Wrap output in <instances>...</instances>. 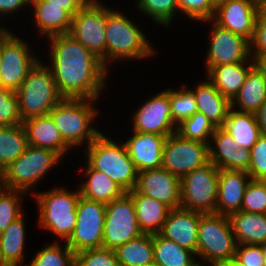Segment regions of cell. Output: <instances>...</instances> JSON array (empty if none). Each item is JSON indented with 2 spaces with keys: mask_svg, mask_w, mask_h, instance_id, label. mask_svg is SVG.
I'll list each match as a JSON object with an SVG mask.
<instances>
[{
  "mask_svg": "<svg viewBox=\"0 0 266 266\" xmlns=\"http://www.w3.org/2000/svg\"><path fill=\"white\" fill-rule=\"evenodd\" d=\"M261 246V250H262V253H263V257H264V260H265V266H266V242L263 243V244H260Z\"/></svg>",
  "mask_w": 266,
  "mask_h": 266,
  "instance_id": "680465c9",
  "label": "cell"
},
{
  "mask_svg": "<svg viewBox=\"0 0 266 266\" xmlns=\"http://www.w3.org/2000/svg\"><path fill=\"white\" fill-rule=\"evenodd\" d=\"M16 94L22 121L48 115L64 98L58 91L52 71L40 59L29 71Z\"/></svg>",
  "mask_w": 266,
  "mask_h": 266,
  "instance_id": "8992f818",
  "label": "cell"
},
{
  "mask_svg": "<svg viewBox=\"0 0 266 266\" xmlns=\"http://www.w3.org/2000/svg\"><path fill=\"white\" fill-rule=\"evenodd\" d=\"M0 266H8L3 258L2 250L0 248Z\"/></svg>",
  "mask_w": 266,
  "mask_h": 266,
  "instance_id": "91938a15",
  "label": "cell"
},
{
  "mask_svg": "<svg viewBox=\"0 0 266 266\" xmlns=\"http://www.w3.org/2000/svg\"><path fill=\"white\" fill-rule=\"evenodd\" d=\"M136 24L132 18L129 19L119 10L106 7V68L108 70L114 61L143 60L154 56L155 47Z\"/></svg>",
  "mask_w": 266,
  "mask_h": 266,
  "instance_id": "7a4b0ae2",
  "label": "cell"
},
{
  "mask_svg": "<svg viewBox=\"0 0 266 266\" xmlns=\"http://www.w3.org/2000/svg\"><path fill=\"white\" fill-rule=\"evenodd\" d=\"M257 15L258 0H228L216 8L213 21L250 41Z\"/></svg>",
  "mask_w": 266,
  "mask_h": 266,
  "instance_id": "ac0fdd59",
  "label": "cell"
},
{
  "mask_svg": "<svg viewBox=\"0 0 266 266\" xmlns=\"http://www.w3.org/2000/svg\"><path fill=\"white\" fill-rule=\"evenodd\" d=\"M136 9L143 12L146 16L158 25L168 27L178 13V0H136Z\"/></svg>",
  "mask_w": 266,
  "mask_h": 266,
  "instance_id": "74e56055",
  "label": "cell"
},
{
  "mask_svg": "<svg viewBox=\"0 0 266 266\" xmlns=\"http://www.w3.org/2000/svg\"><path fill=\"white\" fill-rule=\"evenodd\" d=\"M25 195L24 191L7 188L0 193V234L23 214L21 203Z\"/></svg>",
  "mask_w": 266,
  "mask_h": 266,
  "instance_id": "ab89813d",
  "label": "cell"
},
{
  "mask_svg": "<svg viewBox=\"0 0 266 266\" xmlns=\"http://www.w3.org/2000/svg\"><path fill=\"white\" fill-rule=\"evenodd\" d=\"M28 145L54 150L63 159L71 148L63 141L51 116H35L23 121Z\"/></svg>",
  "mask_w": 266,
  "mask_h": 266,
  "instance_id": "603a6c76",
  "label": "cell"
},
{
  "mask_svg": "<svg viewBox=\"0 0 266 266\" xmlns=\"http://www.w3.org/2000/svg\"><path fill=\"white\" fill-rule=\"evenodd\" d=\"M48 40V67L59 93L64 98L99 99L110 70L69 33L51 36Z\"/></svg>",
  "mask_w": 266,
  "mask_h": 266,
  "instance_id": "6da1fadb",
  "label": "cell"
},
{
  "mask_svg": "<svg viewBox=\"0 0 266 266\" xmlns=\"http://www.w3.org/2000/svg\"><path fill=\"white\" fill-rule=\"evenodd\" d=\"M209 162V144L183 138L177 132L167 137L163 148L162 168L178 178H183Z\"/></svg>",
  "mask_w": 266,
  "mask_h": 266,
  "instance_id": "7c38bea8",
  "label": "cell"
},
{
  "mask_svg": "<svg viewBox=\"0 0 266 266\" xmlns=\"http://www.w3.org/2000/svg\"><path fill=\"white\" fill-rule=\"evenodd\" d=\"M154 263L158 266H197L194 252L179 246L172 240L153 234Z\"/></svg>",
  "mask_w": 266,
  "mask_h": 266,
  "instance_id": "d6a6232c",
  "label": "cell"
},
{
  "mask_svg": "<svg viewBox=\"0 0 266 266\" xmlns=\"http://www.w3.org/2000/svg\"><path fill=\"white\" fill-rule=\"evenodd\" d=\"M203 213L182 207L170 210L159 234L197 256V239L200 216Z\"/></svg>",
  "mask_w": 266,
  "mask_h": 266,
  "instance_id": "ffe728a7",
  "label": "cell"
},
{
  "mask_svg": "<svg viewBox=\"0 0 266 266\" xmlns=\"http://www.w3.org/2000/svg\"><path fill=\"white\" fill-rule=\"evenodd\" d=\"M228 217L237 244L266 242V214L237 211Z\"/></svg>",
  "mask_w": 266,
  "mask_h": 266,
  "instance_id": "f1b7e54d",
  "label": "cell"
},
{
  "mask_svg": "<svg viewBox=\"0 0 266 266\" xmlns=\"http://www.w3.org/2000/svg\"><path fill=\"white\" fill-rule=\"evenodd\" d=\"M214 266H244L236 257L220 261Z\"/></svg>",
  "mask_w": 266,
  "mask_h": 266,
  "instance_id": "816d5d0a",
  "label": "cell"
},
{
  "mask_svg": "<svg viewBox=\"0 0 266 266\" xmlns=\"http://www.w3.org/2000/svg\"><path fill=\"white\" fill-rule=\"evenodd\" d=\"M235 257L244 266H265V260L260 245L237 244Z\"/></svg>",
  "mask_w": 266,
  "mask_h": 266,
  "instance_id": "7dc6e473",
  "label": "cell"
},
{
  "mask_svg": "<svg viewBox=\"0 0 266 266\" xmlns=\"http://www.w3.org/2000/svg\"><path fill=\"white\" fill-rule=\"evenodd\" d=\"M213 145V146H212ZM209 160L218 169L248 172L251 150L240 148L222 127L216 128L209 143Z\"/></svg>",
  "mask_w": 266,
  "mask_h": 266,
  "instance_id": "d6986e66",
  "label": "cell"
},
{
  "mask_svg": "<svg viewBox=\"0 0 266 266\" xmlns=\"http://www.w3.org/2000/svg\"><path fill=\"white\" fill-rule=\"evenodd\" d=\"M124 142L138 172L162 168L163 148L168 136L132 131Z\"/></svg>",
  "mask_w": 266,
  "mask_h": 266,
  "instance_id": "44dd1931",
  "label": "cell"
},
{
  "mask_svg": "<svg viewBox=\"0 0 266 266\" xmlns=\"http://www.w3.org/2000/svg\"><path fill=\"white\" fill-rule=\"evenodd\" d=\"M48 5L61 6L72 17L89 1V0H44Z\"/></svg>",
  "mask_w": 266,
  "mask_h": 266,
  "instance_id": "c3c4849f",
  "label": "cell"
},
{
  "mask_svg": "<svg viewBox=\"0 0 266 266\" xmlns=\"http://www.w3.org/2000/svg\"><path fill=\"white\" fill-rule=\"evenodd\" d=\"M85 150L86 164L92 169L105 173L125 192L135 188L138 171L124 143L117 144L101 132Z\"/></svg>",
  "mask_w": 266,
  "mask_h": 266,
  "instance_id": "277c9868",
  "label": "cell"
},
{
  "mask_svg": "<svg viewBox=\"0 0 266 266\" xmlns=\"http://www.w3.org/2000/svg\"><path fill=\"white\" fill-rule=\"evenodd\" d=\"M28 5H30V0H0V15L8 17L9 14L20 12V9L24 10L23 7L26 8Z\"/></svg>",
  "mask_w": 266,
  "mask_h": 266,
  "instance_id": "681fc988",
  "label": "cell"
},
{
  "mask_svg": "<svg viewBox=\"0 0 266 266\" xmlns=\"http://www.w3.org/2000/svg\"><path fill=\"white\" fill-rule=\"evenodd\" d=\"M265 99L266 74L258 64H256L249 71L245 83L231 101V108L238 112L255 114Z\"/></svg>",
  "mask_w": 266,
  "mask_h": 266,
  "instance_id": "4316f807",
  "label": "cell"
},
{
  "mask_svg": "<svg viewBox=\"0 0 266 266\" xmlns=\"http://www.w3.org/2000/svg\"><path fill=\"white\" fill-rule=\"evenodd\" d=\"M236 240L228 216L205 213L200 216L197 256L200 264L214 266L220 261L235 257Z\"/></svg>",
  "mask_w": 266,
  "mask_h": 266,
  "instance_id": "52a82bcc",
  "label": "cell"
},
{
  "mask_svg": "<svg viewBox=\"0 0 266 266\" xmlns=\"http://www.w3.org/2000/svg\"><path fill=\"white\" fill-rule=\"evenodd\" d=\"M257 64L266 74V54L257 62Z\"/></svg>",
  "mask_w": 266,
  "mask_h": 266,
  "instance_id": "9f6ffc18",
  "label": "cell"
},
{
  "mask_svg": "<svg viewBox=\"0 0 266 266\" xmlns=\"http://www.w3.org/2000/svg\"><path fill=\"white\" fill-rule=\"evenodd\" d=\"M27 41L10 32L0 45V86L16 91L24 82L29 71L39 61L31 53Z\"/></svg>",
  "mask_w": 266,
  "mask_h": 266,
  "instance_id": "5bb4252c",
  "label": "cell"
},
{
  "mask_svg": "<svg viewBox=\"0 0 266 266\" xmlns=\"http://www.w3.org/2000/svg\"><path fill=\"white\" fill-rule=\"evenodd\" d=\"M178 12L184 13L193 21L213 20L216 7L211 0H178Z\"/></svg>",
  "mask_w": 266,
  "mask_h": 266,
  "instance_id": "ee69618b",
  "label": "cell"
},
{
  "mask_svg": "<svg viewBox=\"0 0 266 266\" xmlns=\"http://www.w3.org/2000/svg\"><path fill=\"white\" fill-rule=\"evenodd\" d=\"M134 189L139 194L160 201L171 210L181 207L180 178L164 168L138 172Z\"/></svg>",
  "mask_w": 266,
  "mask_h": 266,
  "instance_id": "e0dca14e",
  "label": "cell"
},
{
  "mask_svg": "<svg viewBox=\"0 0 266 266\" xmlns=\"http://www.w3.org/2000/svg\"><path fill=\"white\" fill-rule=\"evenodd\" d=\"M128 193L134 201L137 222L142 233L158 234L171 209L156 199L139 194L135 189Z\"/></svg>",
  "mask_w": 266,
  "mask_h": 266,
  "instance_id": "83f0119b",
  "label": "cell"
},
{
  "mask_svg": "<svg viewBox=\"0 0 266 266\" xmlns=\"http://www.w3.org/2000/svg\"><path fill=\"white\" fill-rule=\"evenodd\" d=\"M61 158L54 150L28 145L24 153L4 170L6 188L26 193L32 191L33 186L61 162Z\"/></svg>",
  "mask_w": 266,
  "mask_h": 266,
  "instance_id": "ba28073f",
  "label": "cell"
},
{
  "mask_svg": "<svg viewBox=\"0 0 266 266\" xmlns=\"http://www.w3.org/2000/svg\"><path fill=\"white\" fill-rule=\"evenodd\" d=\"M256 64L251 57L244 62L213 66L206 72L205 78L207 77L224 97L232 101L245 83L249 71Z\"/></svg>",
  "mask_w": 266,
  "mask_h": 266,
  "instance_id": "cb8c5ba5",
  "label": "cell"
},
{
  "mask_svg": "<svg viewBox=\"0 0 266 266\" xmlns=\"http://www.w3.org/2000/svg\"><path fill=\"white\" fill-rule=\"evenodd\" d=\"M250 42L251 57L258 62L266 54V20L259 14L255 19V27Z\"/></svg>",
  "mask_w": 266,
  "mask_h": 266,
  "instance_id": "bcb514c9",
  "label": "cell"
},
{
  "mask_svg": "<svg viewBox=\"0 0 266 266\" xmlns=\"http://www.w3.org/2000/svg\"><path fill=\"white\" fill-rule=\"evenodd\" d=\"M1 63H2V59H1V56H0V69H1Z\"/></svg>",
  "mask_w": 266,
  "mask_h": 266,
  "instance_id": "6125c7cd",
  "label": "cell"
},
{
  "mask_svg": "<svg viewBox=\"0 0 266 266\" xmlns=\"http://www.w3.org/2000/svg\"><path fill=\"white\" fill-rule=\"evenodd\" d=\"M120 266H148L154 263L153 234H142L115 250Z\"/></svg>",
  "mask_w": 266,
  "mask_h": 266,
  "instance_id": "836d02e7",
  "label": "cell"
},
{
  "mask_svg": "<svg viewBox=\"0 0 266 266\" xmlns=\"http://www.w3.org/2000/svg\"><path fill=\"white\" fill-rule=\"evenodd\" d=\"M148 266H158L157 264H155V263H153V264H151V265H148Z\"/></svg>",
  "mask_w": 266,
  "mask_h": 266,
  "instance_id": "94428289",
  "label": "cell"
},
{
  "mask_svg": "<svg viewBox=\"0 0 266 266\" xmlns=\"http://www.w3.org/2000/svg\"><path fill=\"white\" fill-rule=\"evenodd\" d=\"M255 117L257 120V125L260 129V133L266 134V99L259 110L255 113Z\"/></svg>",
  "mask_w": 266,
  "mask_h": 266,
  "instance_id": "f907efd6",
  "label": "cell"
},
{
  "mask_svg": "<svg viewBox=\"0 0 266 266\" xmlns=\"http://www.w3.org/2000/svg\"><path fill=\"white\" fill-rule=\"evenodd\" d=\"M240 211L266 214V180H250Z\"/></svg>",
  "mask_w": 266,
  "mask_h": 266,
  "instance_id": "60d3db41",
  "label": "cell"
},
{
  "mask_svg": "<svg viewBox=\"0 0 266 266\" xmlns=\"http://www.w3.org/2000/svg\"><path fill=\"white\" fill-rule=\"evenodd\" d=\"M142 234L134 201L128 192L106 205L102 247L116 250Z\"/></svg>",
  "mask_w": 266,
  "mask_h": 266,
  "instance_id": "8fae6325",
  "label": "cell"
},
{
  "mask_svg": "<svg viewBox=\"0 0 266 266\" xmlns=\"http://www.w3.org/2000/svg\"><path fill=\"white\" fill-rule=\"evenodd\" d=\"M251 176L243 170L219 169L218 198L215 213L225 216L240 211Z\"/></svg>",
  "mask_w": 266,
  "mask_h": 266,
  "instance_id": "7402d4cb",
  "label": "cell"
},
{
  "mask_svg": "<svg viewBox=\"0 0 266 266\" xmlns=\"http://www.w3.org/2000/svg\"><path fill=\"white\" fill-rule=\"evenodd\" d=\"M75 266H120V263L115 250L101 247L76 253Z\"/></svg>",
  "mask_w": 266,
  "mask_h": 266,
  "instance_id": "7bdbcfd3",
  "label": "cell"
},
{
  "mask_svg": "<svg viewBox=\"0 0 266 266\" xmlns=\"http://www.w3.org/2000/svg\"><path fill=\"white\" fill-rule=\"evenodd\" d=\"M191 90L196 98L197 112L204 114L214 127H223L231 109V101L224 97L207 78Z\"/></svg>",
  "mask_w": 266,
  "mask_h": 266,
  "instance_id": "d4e9b609",
  "label": "cell"
},
{
  "mask_svg": "<svg viewBox=\"0 0 266 266\" xmlns=\"http://www.w3.org/2000/svg\"><path fill=\"white\" fill-rule=\"evenodd\" d=\"M6 189L4 169L0 167V193Z\"/></svg>",
  "mask_w": 266,
  "mask_h": 266,
  "instance_id": "db71d44e",
  "label": "cell"
},
{
  "mask_svg": "<svg viewBox=\"0 0 266 266\" xmlns=\"http://www.w3.org/2000/svg\"><path fill=\"white\" fill-rule=\"evenodd\" d=\"M247 173L252 180H266V134H261L251 149V161Z\"/></svg>",
  "mask_w": 266,
  "mask_h": 266,
  "instance_id": "f6af8a7d",
  "label": "cell"
},
{
  "mask_svg": "<svg viewBox=\"0 0 266 266\" xmlns=\"http://www.w3.org/2000/svg\"><path fill=\"white\" fill-rule=\"evenodd\" d=\"M22 214L0 234V248L8 266H27L24 248L26 242L25 221Z\"/></svg>",
  "mask_w": 266,
  "mask_h": 266,
  "instance_id": "1f68e13d",
  "label": "cell"
},
{
  "mask_svg": "<svg viewBox=\"0 0 266 266\" xmlns=\"http://www.w3.org/2000/svg\"><path fill=\"white\" fill-rule=\"evenodd\" d=\"M61 244L55 241L38 250L27 266H75V253L66 243Z\"/></svg>",
  "mask_w": 266,
  "mask_h": 266,
  "instance_id": "d590c367",
  "label": "cell"
},
{
  "mask_svg": "<svg viewBox=\"0 0 266 266\" xmlns=\"http://www.w3.org/2000/svg\"><path fill=\"white\" fill-rule=\"evenodd\" d=\"M33 193L37 201L38 225L66 242L72 235L77 221L76 208L80 197L79 190L69 191L64 187Z\"/></svg>",
  "mask_w": 266,
  "mask_h": 266,
  "instance_id": "5b68a950",
  "label": "cell"
},
{
  "mask_svg": "<svg viewBox=\"0 0 266 266\" xmlns=\"http://www.w3.org/2000/svg\"><path fill=\"white\" fill-rule=\"evenodd\" d=\"M106 205L80 195L76 208L74 231L65 242L76 254L80 251L101 248Z\"/></svg>",
  "mask_w": 266,
  "mask_h": 266,
  "instance_id": "4fadbf2b",
  "label": "cell"
},
{
  "mask_svg": "<svg viewBox=\"0 0 266 266\" xmlns=\"http://www.w3.org/2000/svg\"><path fill=\"white\" fill-rule=\"evenodd\" d=\"M258 14L266 20V0H258Z\"/></svg>",
  "mask_w": 266,
  "mask_h": 266,
  "instance_id": "f5cc1de1",
  "label": "cell"
},
{
  "mask_svg": "<svg viewBox=\"0 0 266 266\" xmlns=\"http://www.w3.org/2000/svg\"><path fill=\"white\" fill-rule=\"evenodd\" d=\"M212 4L217 8L219 5L227 2L228 0H211Z\"/></svg>",
  "mask_w": 266,
  "mask_h": 266,
  "instance_id": "6f0895ef",
  "label": "cell"
},
{
  "mask_svg": "<svg viewBox=\"0 0 266 266\" xmlns=\"http://www.w3.org/2000/svg\"><path fill=\"white\" fill-rule=\"evenodd\" d=\"M215 129L204 114L195 112L177 126V133L183 138L209 144Z\"/></svg>",
  "mask_w": 266,
  "mask_h": 266,
  "instance_id": "f35d334b",
  "label": "cell"
},
{
  "mask_svg": "<svg viewBox=\"0 0 266 266\" xmlns=\"http://www.w3.org/2000/svg\"><path fill=\"white\" fill-rule=\"evenodd\" d=\"M83 172L87 179L79 186L80 195L105 205L121 197L125 191L105 173L92 169L88 164Z\"/></svg>",
  "mask_w": 266,
  "mask_h": 266,
  "instance_id": "f546056e",
  "label": "cell"
},
{
  "mask_svg": "<svg viewBox=\"0 0 266 266\" xmlns=\"http://www.w3.org/2000/svg\"><path fill=\"white\" fill-rule=\"evenodd\" d=\"M11 31L8 30L7 28L5 27H0V45L2 43V40L10 33ZM1 56V54H0Z\"/></svg>",
  "mask_w": 266,
  "mask_h": 266,
  "instance_id": "11a10c76",
  "label": "cell"
},
{
  "mask_svg": "<svg viewBox=\"0 0 266 266\" xmlns=\"http://www.w3.org/2000/svg\"><path fill=\"white\" fill-rule=\"evenodd\" d=\"M243 149L251 150L261 133L254 113L230 109L222 127Z\"/></svg>",
  "mask_w": 266,
  "mask_h": 266,
  "instance_id": "4dcf8cb0",
  "label": "cell"
},
{
  "mask_svg": "<svg viewBox=\"0 0 266 266\" xmlns=\"http://www.w3.org/2000/svg\"><path fill=\"white\" fill-rule=\"evenodd\" d=\"M28 146L23 124L0 126V167L4 170L24 153Z\"/></svg>",
  "mask_w": 266,
  "mask_h": 266,
  "instance_id": "e575fe53",
  "label": "cell"
},
{
  "mask_svg": "<svg viewBox=\"0 0 266 266\" xmlns=\"http://www.w3.org/2000/svg\"><path fill=\"white\" fill-rule=\"evenodd\" d=\"M106 6L89 0L73 17L71 34L106 67Z\"/></svg>",
  "mask_w": 266,
  "mask_h": 266,
  "instance_id": "30bf717a",
  "label": "cell"
},
{
  "mask_svg": "<svg viewBox=\"0 0 266 266\" xmlns=\"http://www.w3.org/2000/svg\"><path fill=\"white\" fill-rule=\"evenodd\" d=\"M23 124L16 91L0 86V126Z\"/></svg>",
  "mask_w": 266,
  "mask_h": 266,
  "instance_id": "b9f144b4",
  "label": "cell"
},
{
  "mask_svg": "<svg viewBox=\"0 0 266 266\" xmlns=\"http://www.w3.org/2000/svg\"><path fill=\"white\" fill-rule=\"evenodd\" d=\"M132 131L169 136L177 132L172 120L169 88L149 97L132 116Z\"/></svg>",
  "mask_w": 266,
  "mask_h": 266,
  "instance_id": "2e32d148",
  "label": "cell"
},
{
  "mask_svg": "<svg viewBox=\"0 0 266 266\" xmlns=\"http://www.w3.org/2000/svg\"><path fill=\"white\" fill-rule=\"evenodd\" d=\"M210 23V44L206 54V71L213 66L244 62L251 58L250 42L245 37L224 29L213 20Z\"/></svg>",
  "mask_w": 266,
  "mask_h": 266,
  "instance_id": "9a60e30c",
  "label": "cell"
},
{
  "mask_svg": "<svg viewBox=\"0 0 266 266\" xmlns=\"http://www.w3.org/2000/svg\"><path fill=\"white\" fill-rule=\"evenodd\" d=\"M93 102L96 103V100L63 98L49 112L63 141L71 149L83 143L88 146L101 133L93 126L94 119L99 115Z\"/></svg>",
  "mask_w": 266,
  "mask_h": 266,
  "instance_id": "3957f363",
  "label": "cell"
},
{
  "mask_svg": "<svg viewBox=\"0 0 266 266\" xmlns=\"http://www.w3.org/2000/svg\"><path fill=\"white\" fill-rule=\"evenodd\" d=\"M169 102L176 127L197 112L195 95L186 84L177 90L169 89Z\"/></svg>",
  "mask_w": 266,
  "mask_h": 266,
  "instance_id": "8d00e7d4",
  "label": "cell"
},
{
  "mask_svg": "<svg viewBox=\"0 0 266 266\" xmlns=\"http://www.w3.org/2000/svg\"><path fill=\"white\" fill-rule=\"evenodd\" d=\"M34 22L39 34L48 38L70 32L72 16L61 6L48 5L44 0H30Z\"/></svg>",
  "mask_w": 266,
  "mask_h": 266,
  "instance_id": "484cf974",
  "label": "cell"
},
{
  "mask_svg": "<svg viewBox=\"0 0 266 266\" xmlns=\"http://www.w3.org/2000/svg\"><path fill=\"white\" fill-rule=\"evenodd\" d=\"M219 169L209 162L180 179L181 207L200 213H215Z\"/></svg>",
  "mask_w": 266,
  "mask_h": 266,
  "instance_id": "9c48e42d",
  "label": "cell"
}]
</instances>
